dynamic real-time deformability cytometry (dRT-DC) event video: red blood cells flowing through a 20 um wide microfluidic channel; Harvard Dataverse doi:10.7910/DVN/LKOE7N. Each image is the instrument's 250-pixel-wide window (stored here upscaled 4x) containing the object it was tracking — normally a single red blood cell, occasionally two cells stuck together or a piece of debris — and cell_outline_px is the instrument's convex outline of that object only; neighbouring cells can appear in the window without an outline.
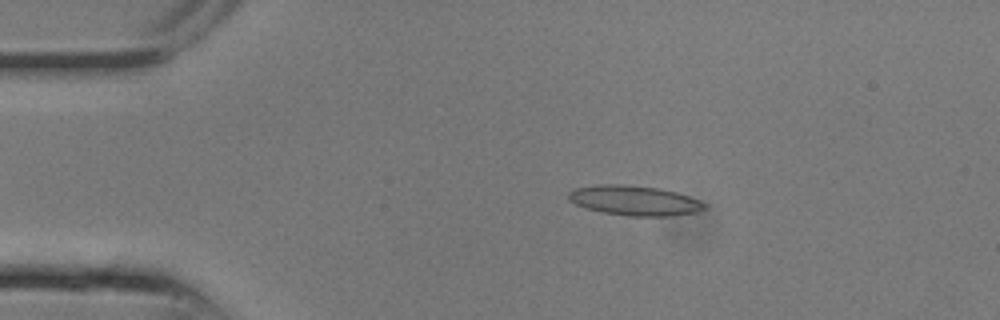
{"species": "common noctule bat (a hibernating species)", "species_latin": "Nyctalus noctula", "temperature_condition": "room temperature", "stored_images_in_passage": 7, "camera_frame_rate_fps": 3000, "um_per_image_px": 0.085, "animal": {"sex": "male", "body_mass_g": 13.3}, "frame": {"image": 1, "passage_image": 3, "time_ms": 0.667, "image_size_px": [1000, 320], "cell_outline_px": [[708, 204], [704, 208], [696, 212], [672, 216], [628, 216], [600, 212], [576, 204], [568, 200], [568, 192], [576, 188], [600, 184], [620, 184], [660, 188], [676, 192], [700, 200]], "centroid_in_image_um": [53.94, 17.04], "position_along_channel_um": 31.1, "area_um2": 23.7}}
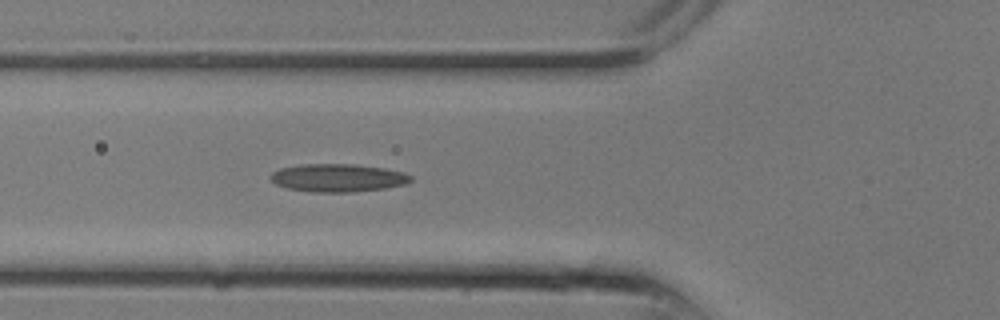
{"frame": {"image": 2, "passage_image": 7, "time_ms": 2.0, "image_size_px": [1000, 320], "cell_outline_px": [[412, 180], [408, 184], [384, 188], [352, 192], [312, 192], [288, 188], [276, 184], [272, 180], [272, 172], [280, 168], [300, 164], [356, 164], [384, 168], [404, 172], [412, 176]], "centroid_in_image_um": [28.76, 15.11], "position_along_channel_um": 97.0, "area_um2": 22.89}}